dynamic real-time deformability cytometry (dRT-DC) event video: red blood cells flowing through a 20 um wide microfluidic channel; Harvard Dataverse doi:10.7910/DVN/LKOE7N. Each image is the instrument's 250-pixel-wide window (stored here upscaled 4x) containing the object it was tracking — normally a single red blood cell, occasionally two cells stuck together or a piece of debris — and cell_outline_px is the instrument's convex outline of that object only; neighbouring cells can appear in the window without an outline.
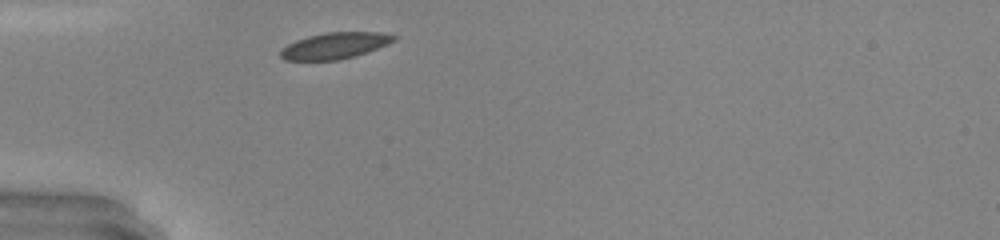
{"species": "common noctule bat (a hibernating species)", "species_latin": "Nyctalus noctula", "temperature_condition": "warm", "stored_images_in_passage": 26, "camera_frame_rate_fps": 3000, "um_per_image_px": 0.085, "animal": {"sex": "male", "body_mass_g": 20.0, "forearm_length_mm": 53.3}, "frame": {"image": 1, "passage_image": 1, "time_ms": 0.0, "image_size_px": [1000, 240], "cell_outline_px": [[396, 40], [388, 44], [356, 56], [340, 60], [284, 60], [280, 56], [280, 52], [288, 44], [296, 40], [308, 36], [328, 32], [380, 32], [396, 36]], "centroid_in_image_um": [28.48, 3.88], "position_along_channel_um": 56.5, "area_um2": 17.28}}
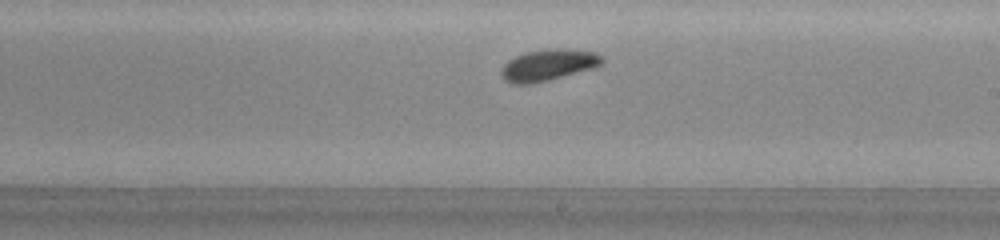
{"frame": {"image": 2, "passage_image": 15, "time_ms": 4.667, "image_size_px": [1000, 240], "cell_outline_px": [[604, 60], [600, 64], [592, 68], [548, 80], [532, 84], [512, 84], [504, 80], [500, 72], [504, 64], [508, 60], [524, 52], [556, 48], [568, 48], [592, 52], [600, 56]], "centroid_in_image_um": [46.54, 5.53], "position_along_channel_um": 242.5, "area_um2": 18.26}, "authors_computed_cell_mechanics": {"area_um2": 17.6868, "velocity_mm_per_s": 4.1984, "shape_relaxation_time_tau1_ms": 2.1707, "shape_relaxation_time_tau2_ms": null, "deformation_change_tau1": 0.0979, "deformation_change_tau2": null}}